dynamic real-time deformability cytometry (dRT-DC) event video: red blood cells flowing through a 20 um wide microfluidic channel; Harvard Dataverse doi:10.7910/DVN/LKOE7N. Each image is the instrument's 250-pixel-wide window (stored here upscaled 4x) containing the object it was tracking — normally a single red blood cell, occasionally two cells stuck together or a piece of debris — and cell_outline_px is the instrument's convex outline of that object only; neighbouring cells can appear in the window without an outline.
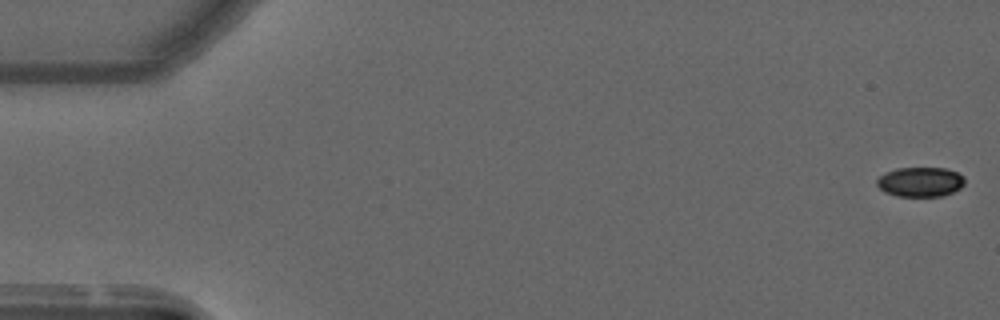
{"species": "common noctule bat (a hibernating species)", "species_latin": "Nyctalus noctula", "temperature_condition": "warm", "stored_images_in_passage": 56, "camera_frame_rate_fps": 3000, "um_per_image_px": 0.085, "animal": {"sex": "male", "forearm_length_mm": 52.5}, "frame": {"image": 1, "passage_image": 1, "time_ms": 0.0, "image_size_px": [1000, 320], "cell_outline_px": [[964, 184], [960, 188], [952, 192], [940, 196], [896, 196], [884, 192], [876, 184], [876, 180], [884, 172], [896, 168], [944, 168], [956, 172], [964, 176]], "centroid_in_image_um": [78.2, 15.46], "position_along_channel_um": 6.8, "area_um2": 15.2}}
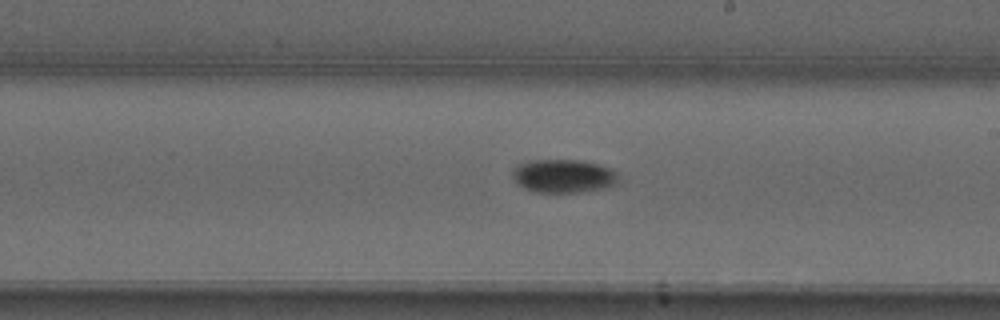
{"frame": {"image": 2, "passage_image": 32, "time_ms": 10.333, "image_size_px": [1000, 320], "cell_outline_px": [[620, 180], [616, 184], [604, 188], [580, 192], [536, 192], [524, 188], [512, 176], [512, 168], [528, 160], [576, 160], [596, 164], [608, 168], [616, 172]], "centroid_in_image_um": [47.89, 14.96], "position_along_channel_um": 241.1, "area_um2": 20.46}}
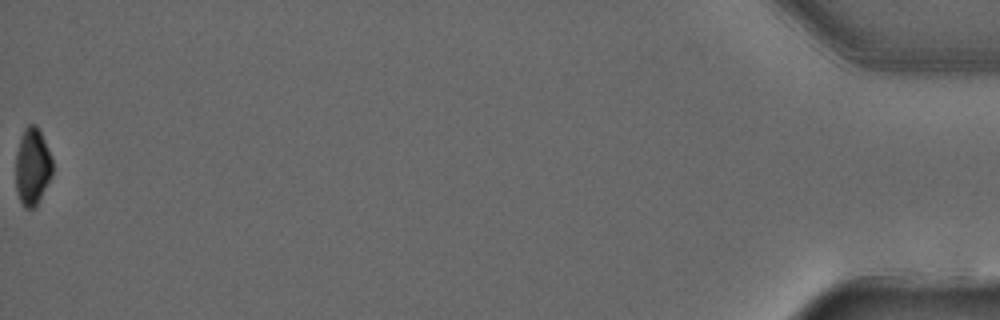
{"frame": {"image": 3, "passage_image": 56, "time_ms": 18.333, "image_size_px": [1000, 320], "cell_outline_px": [[52, 176], [36, 208], [24, 208], [16, 192], [16, 152], [20, 136], [24, 128], [28, 124], [36, 124], [44, 140], [52, 160]], "centroid_in_image_um": [2.74, 14.18], "position_along_channel_um": 432.5, "area_um2": 16.7}, "authors_computed_cell_mechanics": {"area_um2": 18.5249, "velocity_mm_per_s": 3.6995, "shape_relaxation_time_tau1_ms": 3.6271, "shape_relaxation_time_tau2_ms": null, "deformation_change_tau1": 0.1261, "deformation_change_tau2": null}}